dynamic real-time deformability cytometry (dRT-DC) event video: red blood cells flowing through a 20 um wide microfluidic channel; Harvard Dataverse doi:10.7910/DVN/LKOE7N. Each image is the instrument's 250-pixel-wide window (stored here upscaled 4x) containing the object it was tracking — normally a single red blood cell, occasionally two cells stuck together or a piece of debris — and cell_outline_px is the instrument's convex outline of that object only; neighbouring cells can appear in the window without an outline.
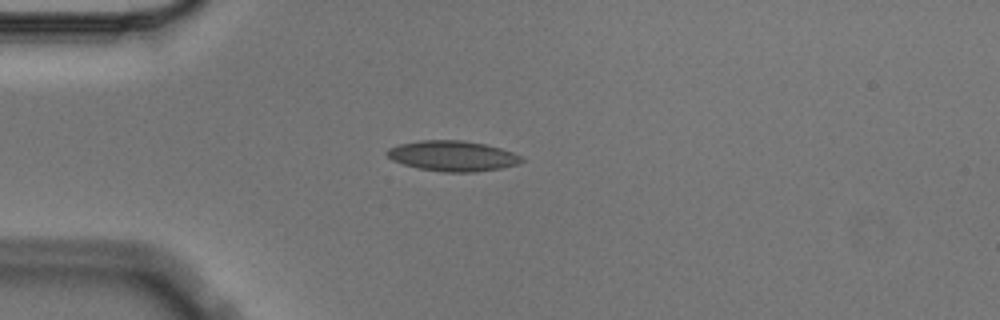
{"species": "Egyptian fruit bat (a non-hibernating species)", "species_latin": "Rousettus aegyptiacus", "temperature_condition": "cold", "stored_images_in_passage": 5, "camera_frame_rate_fps": 3000, "um_per_image_px": 0.085, "animal": {"sex": "male"}, "frame": {"image": 1, "passage_image": 3, "time_ms": 0.667, "image_size_px": [1000, 320], "cell_outline_px": [[524, 160], [520, 164], [500, 168], [476, 172], [444, 172], [420, 168], [404, 164], [392, 160], [384, 152], [388, 148], [400, 144], [420, 140], [464, 140], [484, 144], [500, 148], [512, 152], [520, 156]], "centroid_in_image_um": [38.47, 13.25], "position_along_channel_um": 46.5, "area_um2": 23.76}}
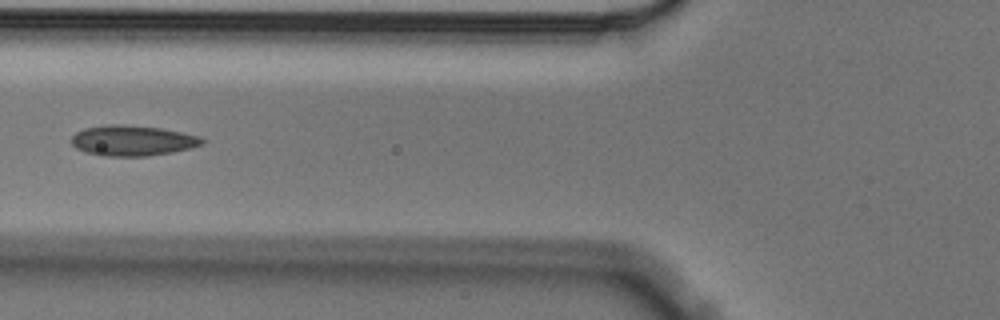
{"frame": {"image": 2, "passage_image": 5, "time_ms": 1.333, "image_size_px": [1000, 320], "cell_outline_px": [[204, 144], [192, 148], [172, 152], [144, 156], [104, 156], [88, 152], [76, 148], [72, 144], [72, 136], [76, 132], [84, 128], [104, 124], [124, 124], [160, 128], [200, 136], [204, 140]], "centroid_in_image_um": [11.27, 11.94], "position_along_channel_um": 114.5, "area_um2": 23.18}}